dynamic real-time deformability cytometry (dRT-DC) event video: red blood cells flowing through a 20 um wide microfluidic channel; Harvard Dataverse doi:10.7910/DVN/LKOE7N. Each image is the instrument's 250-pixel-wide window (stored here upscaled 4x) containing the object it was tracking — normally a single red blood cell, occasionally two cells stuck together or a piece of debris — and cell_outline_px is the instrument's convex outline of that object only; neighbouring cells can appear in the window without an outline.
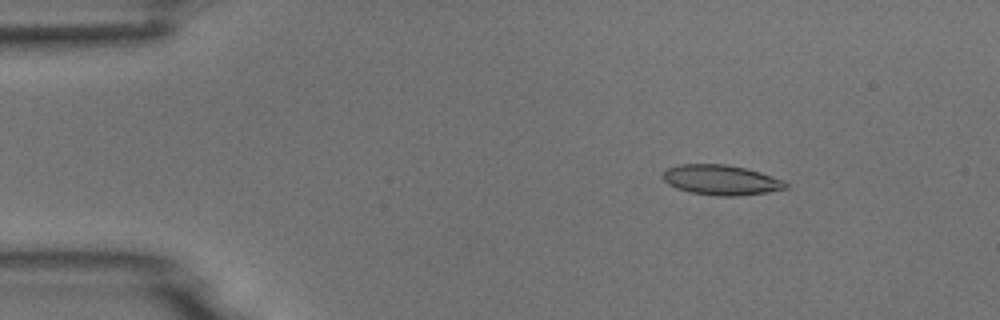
{"species": "common noctule bat (a hibernating species)", "species_latin": "Nyctalus noctula", "temperature_condition": "room temperature", "stored_images_in_passage": 5, "camera_frame_rate_fps": 3000, "um_per_image_px": 0.085, "animal": {"sex": "male", "body_mass_g": 18.8}, "frame": {"image": 1, "passage_image": 3, "time_ms": 2.333, "image_size_px": [1000, 320], "cell_outline_px": [[788, 188], [768, 192], [736, 196], [716, 196], [688, 192], [676, 188], [668, 184], [664, 180], [664, 168], [680, 164], [724, 164], [744, 168], [760, 172], [784, 180], [788, 184]], "centroid_in_image_um": [61.28, 15.3], "position_along_channel_um": 23.7, "area_um2": 21.62}}